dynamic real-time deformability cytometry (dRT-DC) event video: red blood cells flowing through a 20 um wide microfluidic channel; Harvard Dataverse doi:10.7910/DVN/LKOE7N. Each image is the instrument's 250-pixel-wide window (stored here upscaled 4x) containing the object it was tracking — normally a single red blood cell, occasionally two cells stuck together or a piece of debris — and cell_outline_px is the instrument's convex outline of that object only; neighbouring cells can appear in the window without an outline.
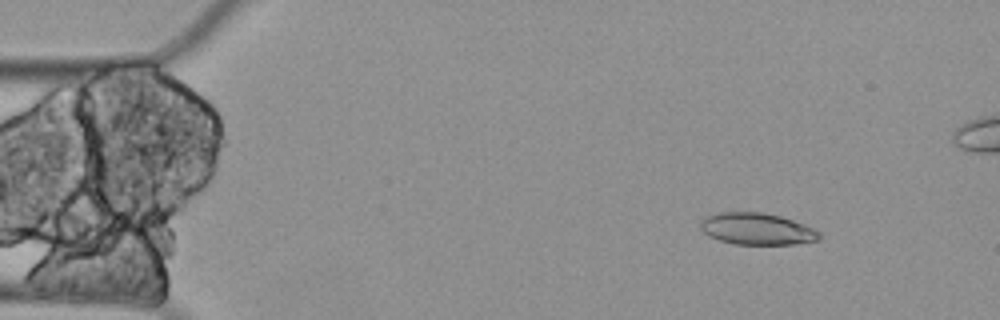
{"species": "Egyptian fruit bat (a non-hibernating species)", "species_latin": "Rousettus aegyptiacus", "temperature_condition": "cold", "stored_images_in_passage": 5, "camera_frame_rate_fps": 3000, "um_per_image_px": 0.085, "animal": {"sex": "female"}, "frame": {"image": 1, "passage_image": 2, "time_ms": 0.333, "image_size_px": [1000, 320], "cell_outline_px": [[820, 240], [796, 244], [732, 244], [708, 236], [700, 228], [700, 220], [704, 216], [720, 212], [764, 212], [780, 216], [804, 224], [820, 232]], "centroid_in_image_um": [64.31, 19.45], "position_along_channel_um": 20.7, "area_um2": 22.14}}